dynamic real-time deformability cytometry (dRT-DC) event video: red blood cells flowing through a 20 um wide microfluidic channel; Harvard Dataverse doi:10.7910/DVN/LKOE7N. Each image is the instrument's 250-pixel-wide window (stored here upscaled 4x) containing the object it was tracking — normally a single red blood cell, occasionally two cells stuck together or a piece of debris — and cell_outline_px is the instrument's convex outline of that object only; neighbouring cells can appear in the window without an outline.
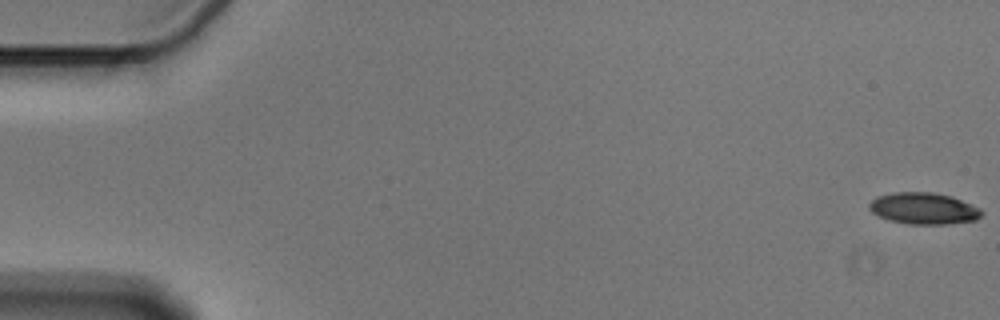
{"species": "Egyptian fruit bat (a non-hibernating species)", "species_latin": "Rousettus aegyptiacus", "temperature_condition": "cold", "stored_images_in_passage": 56, "camera_frame_rate_fps": 3000, "um_per_image_px": 0.085, "animal": {"sex": "male"}, "frame": {"image": 1, "passage_image": 1, "time_ms": 0.0, "image_size_px": [1000, 320], "cell_outline_px": [[984, 212], [976, 220], [948, 224], [908, 224], [888, 220], [872, 212], [868, 208], [868, 204], [876, 196], [892, 192], [932, 192], [952, 196], [980, 208]], "centroid_in_image_um": [78.5, 17.71], "position_along_channel_um": 6.5, "area_um2": 20.81}}
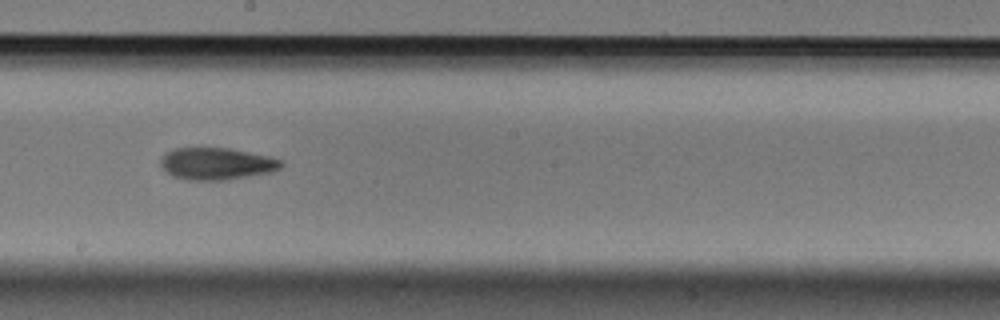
{"frame": {"image": 2, "passage_image": 32, "time_ms": 10.333, "image_size_px": [1000, 320], "cell_outline_px": [[284, 164], [280, 168], [272, 172], [228, 180], [184, 180], [172, 176], [160, 164], [160, 156], [164, 152], [172, 148], [232, 148], [268, 156], [284, 160]], "centroid_in_image_um": [18.41, 13.91], "position_along_channel_um": 229.8, "area_um2": 22.89}}
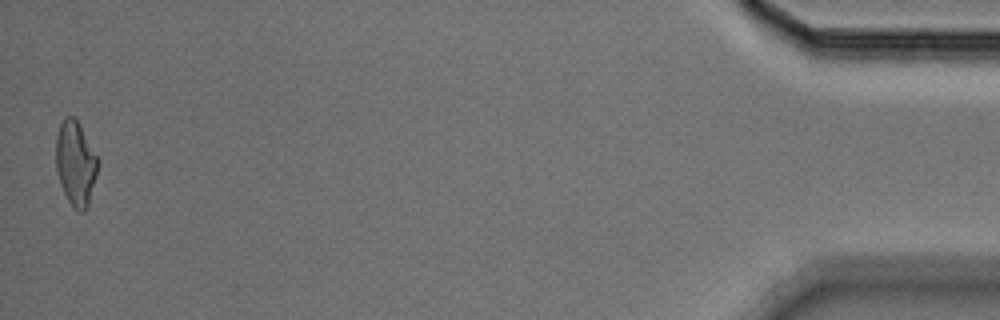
{"frame": {"image": 3, "passage_image": 56, "time_ms": 18.333, "image_size_px": [1000, 320], "cell_outline_px": [[100, 164], [88, 204], [84, 212], [80, 212], [72, 208], [60, 184], [56, 168], [56, 136], [60, 124], [64, 116], [72, 116], [76, 120], [100, 160]], "centroid_in_image_um": [6.43, 13.9], "position_along_channel_um": 428.8, "area_um2": 20.69}, "authors_computed_cell_mechanics": {"area_um2": 21.4438, "velocity_mm_per_s": 3.6019, "shape_relaxation_time_tau1_ms": 4.8456, "shape_relaxation_time_tau2_ms": 5.5224, "deformation_change_tau1": 0.1392, "deformation_change_tau2": 0.148}}